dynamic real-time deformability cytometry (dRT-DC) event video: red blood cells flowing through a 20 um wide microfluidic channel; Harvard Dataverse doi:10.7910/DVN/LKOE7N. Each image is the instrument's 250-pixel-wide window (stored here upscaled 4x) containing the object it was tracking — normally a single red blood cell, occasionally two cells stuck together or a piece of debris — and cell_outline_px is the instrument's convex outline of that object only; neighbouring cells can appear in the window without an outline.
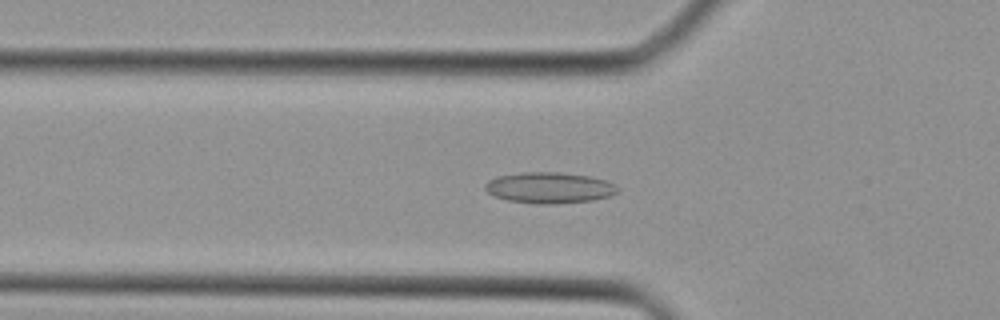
{"species": "Egyptian fruit bat (a non-hibernating species)", "species_latin": "Rousettus aegyptiacus", "temperature_condition": "cold", "stored_images_in_passage": 28, "camera_frame_rate_fps": 3000, "um_per_image_px": 0.085, "animal": {"sex": "female"}, "frame": {"image": 1, "passage_image": 2, "time_ms": 0.333, "image_size_px": [1000, 320], "cell_outline_px": [[620, 188], [616, 192], [608, 196], [592, 200], [552, 204], [536, 204], [508, 200], [496, 196], [488, 192], [484, 188], [484, 184], [488, 180], [500, 176], [524, 172], [560, 172], [588, 176], [604, 180]], "centroid_in_image_um": [46.67, 15.96], "position_along_channel_um": 79.1, "area_um2": 23.64}}
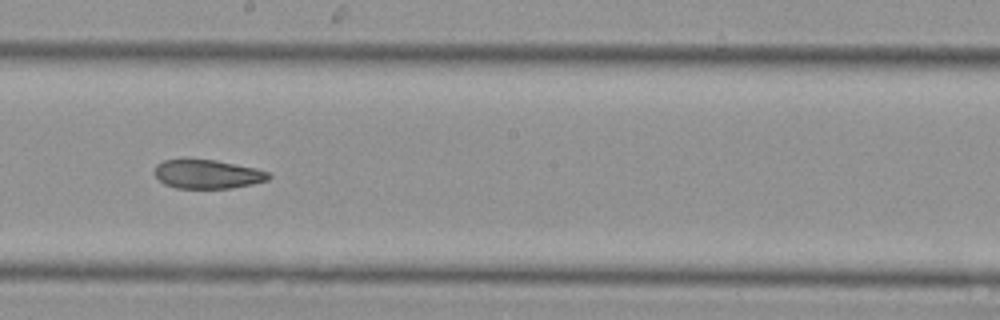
{"frame": {"image": 2, "passage_image": 11, "time_ms": 3.333, "image_size_px": [1000, 320], "cell_outline_px": [[272, 176], [268, 180], [252, 184], [232, 188], [176, 188], [164, 184], [152, 172], [156, 164], [164, 160], [216, 160], [256, 168], [268, 172]], "centroid_in_image_um": [17.63, 14.81], "position_along_channel_um": 230.6, "area_um2": 19.19}}
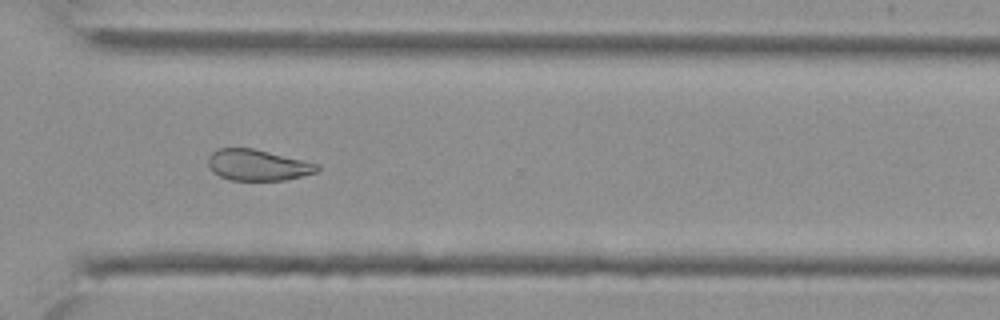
{"frame": {"image": 3, "passage_image": 18, "time_ms": 5.667, "image_size_px": [1000, 320], "cell_outline_px": [[320, 168], [316, 172], [284, 180], [232, 180], [220, 176], [212, 172], [208, 164], [208, 156], [212, 152], [220, 148], [252, 148], [320, 164]], "centroid_in_image_um": [21.89, 14.03], "position_along_channel_um": 348.7, "area_um2": 19.59}}